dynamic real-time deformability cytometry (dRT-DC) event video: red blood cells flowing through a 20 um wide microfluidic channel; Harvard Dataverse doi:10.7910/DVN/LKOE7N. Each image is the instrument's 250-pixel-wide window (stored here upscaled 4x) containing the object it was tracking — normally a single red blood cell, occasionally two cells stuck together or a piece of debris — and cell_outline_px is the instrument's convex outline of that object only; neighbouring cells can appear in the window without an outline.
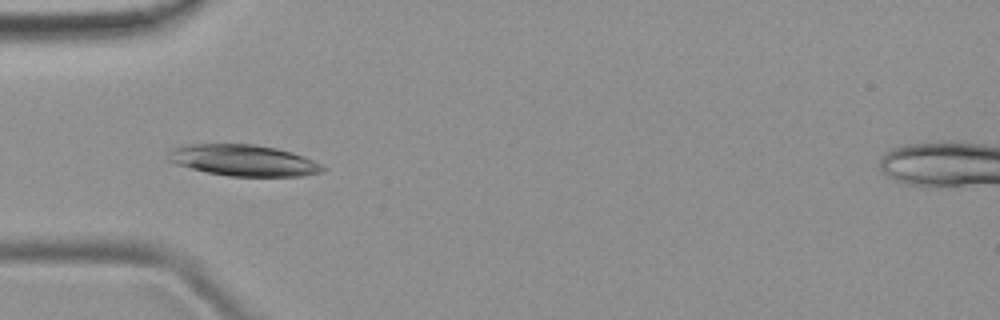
{"species": "common noctule bat (a hibernating species)", "species_latin": "Nyctalus noctula", "temperature_condition": "room temperature", "stored_images_in_passage": 9, "camera_frame_rate_fps": 3000, "um_per_image_px": 0.085, "animal": {"sex": "female", "body_mass_g": 19.9}, "frame": {"image": 1, "passage_image": 6, "time_ms": 6.667, "image_size_px": [1000, 320], "cell_outline_px": [[328, 168], [324, 172], [304, 176], [228, 176], [208, 172], [176, 164], [168, 160], [168, 152], [172, 148], [192, 144], [256, 144], [276, 148], [292, 152], [304, 156]], "centroid_in_image_um": [20.74, 13.63], "position_along_channel_um": 64.3, "area_um2": 28.15}}
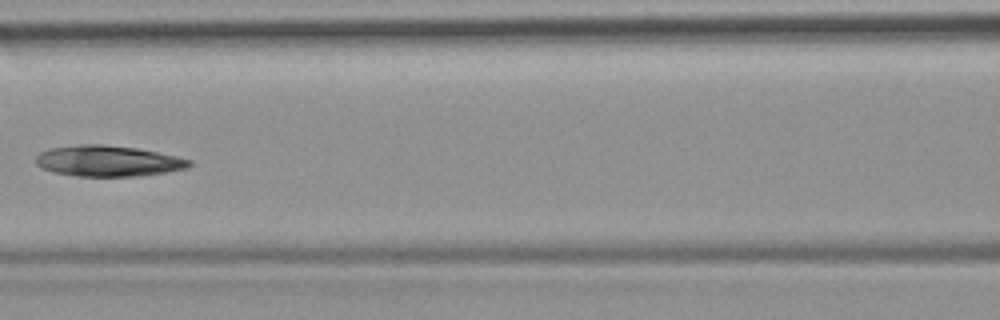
{"frame": {"image": 2, "passage_image": 8, "time_ms": 9.0, "image_size_px": [1000, 320], "cell_outline_px": [[192, 164], [188, 168], [168, 172], [140, 176], [76, 176], [56, 172], [40, 168], [36, 164], [36, 156], [40, 152], [48, 148], [80, 144], [100, 144], [136, 148], [176, 156], [192, 160]], "centroid_in_image_um": [9.18, 13.68], "position_along_channel_um": 157.4, "area_um2": 27.69}}
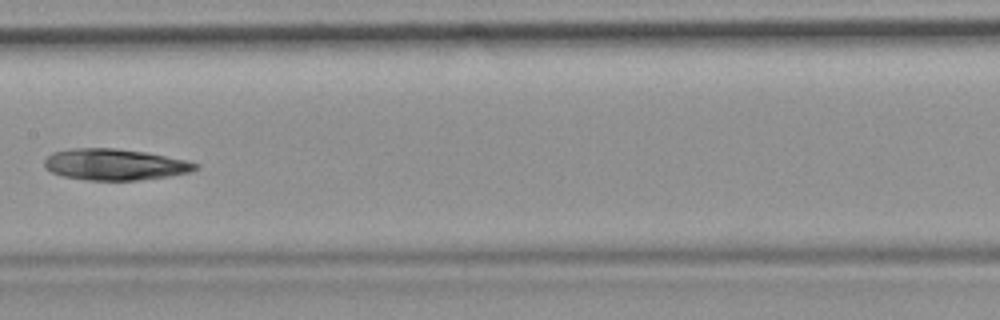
{"frame": {"image": 3, "passage_image": 9, "time_ms": 10.0, "image_size_px": [1000, 320], "cell_outline_px": [[200, 164], [192, 172], [168, 176], [140, 180], [88, 180], [64, 176], [52, 172], [44, 168], [44, 160], [52, 152], [72, 148], [116, 148], [144, 152], [184, 160]], "centroid_in_image_um": [9.73, 13.98], "position_along_channel_um": 197.7, "area_um2": 27.4}}